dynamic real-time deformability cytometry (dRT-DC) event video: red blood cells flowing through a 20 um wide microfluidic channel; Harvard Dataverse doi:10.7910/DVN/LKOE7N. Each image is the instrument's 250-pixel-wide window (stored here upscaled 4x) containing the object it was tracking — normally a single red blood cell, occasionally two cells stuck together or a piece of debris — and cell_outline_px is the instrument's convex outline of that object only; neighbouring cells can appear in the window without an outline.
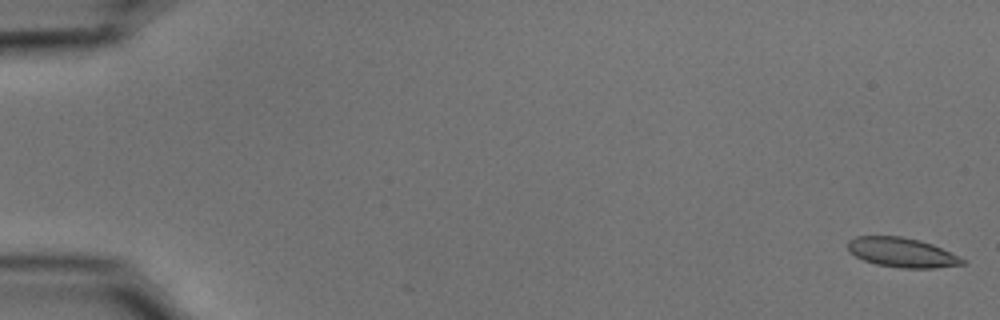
{"species": "common noctule bat (a hibernating species)", "species_latin": "Nyctalus noctula", "temperature_condition": "cold", "stored_images_in_passage": 55, "camera_frame_rate_fps": 3000, "um_per_image_px": 0.085, "animal": {"sex": "male", "body_mass_g": 15.6}, "frame": {"image": 1, "passage_image": 1, "time_ms": 0.0, "image_size_px": [1000, 320], "cell_outline_px": [[964, 264], [932, 268], [900, 268], [876, 264], [864, 260], [848, 252], [848, 240], [856, 236], [900, 236], [920, 240], [932, 244], [964, 260]], "centroid_in_image_um": [76.59, 21.45], "position_along_channel_um": 8.4, "area_um2": 19.48}}
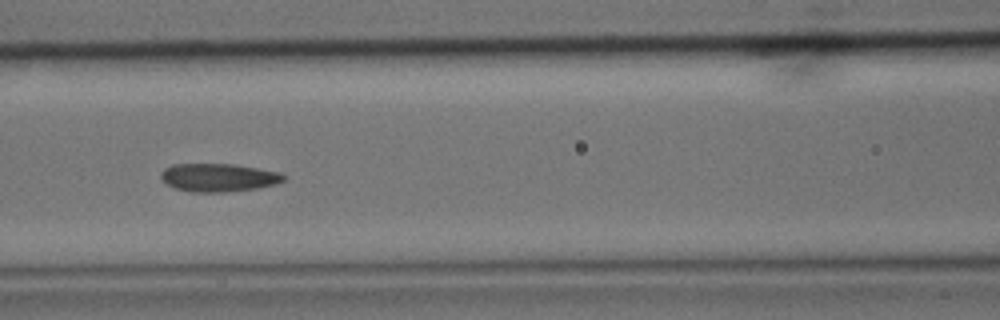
{"frame": {"image": 2, "passage_image": 25, "time_ms": 8.0, "image_size_px": [1000, 320], "cell_outline_px": [[284, 180], [276, 184], [256, 188], [224, 192], [192, 192], [176, 188], [168, 184], [160, 176], [160, 172], [164, 168], [172, 164], [232, 164], [280, 172], [284, 176]], "centroid_in_image_um": [18.55, 15.08], "position_along_channel_um": 148.0, "area_um2": 19.94}}
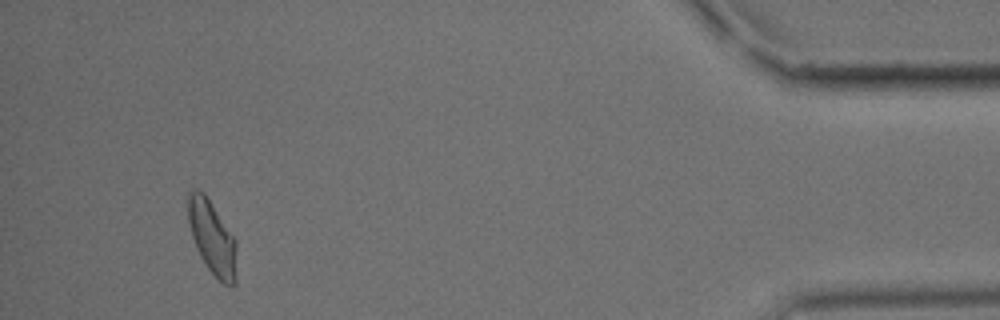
{"frame": {"image": 3, "passage_image": 52, "time_ms": 17.0, "image_size_px": [1000, 320], "cell_outline_px": [[236, 284], [224, 284], [204, 264], [196, 248], [192, 236], [184, 204], [184, 200], [188, 188], [196, 188], [204, 192], [236, 240]], "centroid_in_image_um": [17.97, 20.09], "position_along_channel_um": 417.2, "area_um2": 21.33}, "authors_computed_cell_mechanics": {"area_um2": 20.1722, "velocity_mm_per_s": 3.677, "shape_relaxation_time_tau1_ms": 4.8074, "shape_relaxation_time_tau2_ms": 2.1855, "deformation_change_tau1": 0.1292, "deformation_change_tau2": 0.0718}}